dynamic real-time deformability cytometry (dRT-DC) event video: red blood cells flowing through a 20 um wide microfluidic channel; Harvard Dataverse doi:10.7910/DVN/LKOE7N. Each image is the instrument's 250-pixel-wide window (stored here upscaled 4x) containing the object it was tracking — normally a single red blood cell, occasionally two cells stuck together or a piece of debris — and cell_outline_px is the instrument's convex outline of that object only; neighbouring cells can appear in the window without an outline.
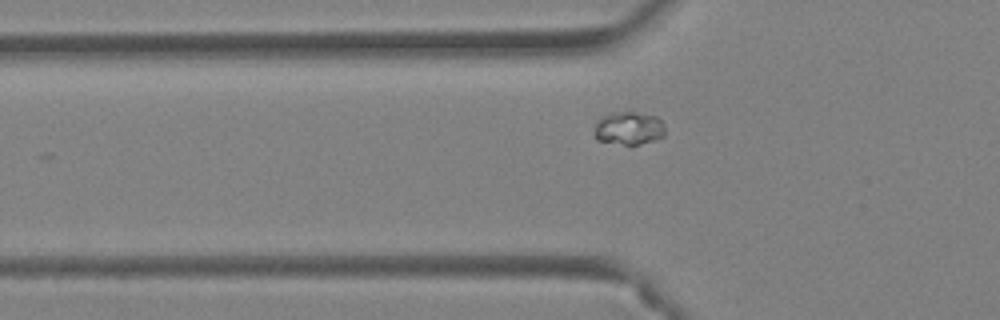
{"species": "Egyptian fruit bat (a non-hibernating species)", "species_latin": "Rousettus aegyptiacus", "temperature_condition": "warm", "stored_images_in_passage": 35, "camera_frame_rate_fps": 3000, "um_per_image_px": 0.085, "animal": {"sex": "female"}, "frame": {"image": 1, "passage_image": 7, "time_ms": 2.0, "image_size_px": [1000, 320], "cell_outline_px": [[664, 136], [640, 144], [624, 144], [596, 140], [592, 132], [600, 116], [612, 112], [632, 112], [656, 116], [664, 124]], "centroid_in_image_um": [53.4, 10.89], "position_along_channel_um": 72.4, "area_um2": 13.64}}
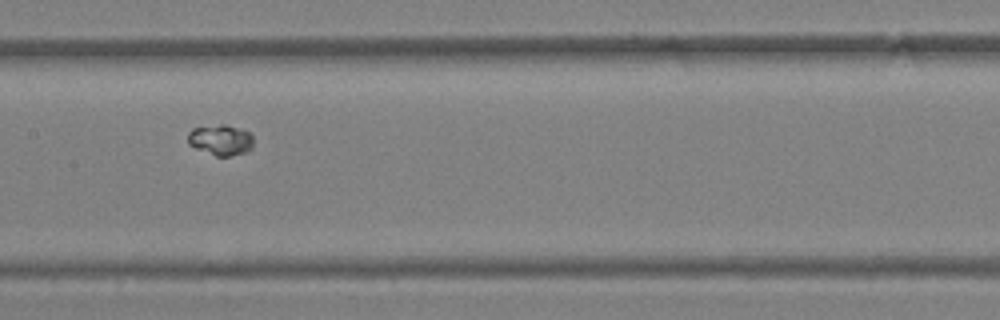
{"frame": {"image": 2, "passage_image": 15, "time_ms": 4.667, "image_size_px": [1000, 320], "cell_outline_px": [[252, 148], [244, 152], [228, 156], [216, 156], [196, 148], [188, 144], [188, 132], [192, 128], [220, 124], [224, 124], [248, 132], [252, 136]], "centroid_in_image_um": [18.72, 11.89], "position_along_channel_um": 188.7, "area_um2": 11.5}}
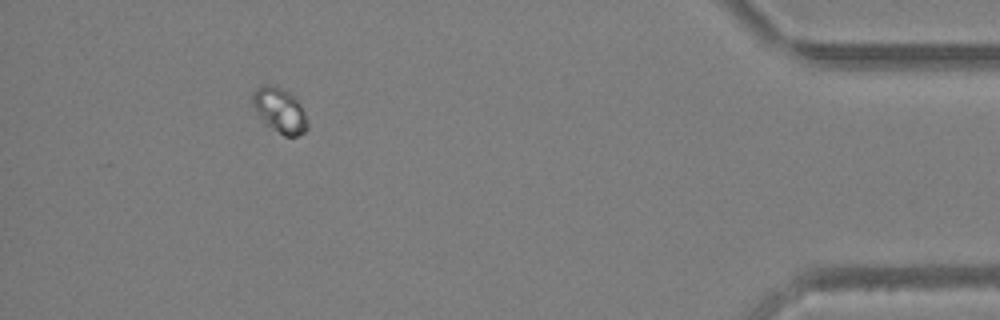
{"frame": {"image": 3, "passage_image": 34, "time_ms": 11.0, "image_size_px": [1000, 320], "cell_outline_px": [[308, 128], [304, 132], [296, 136], [284, 136], [272, 128], [264, 120], [252, 104], [252, 92], [260, 84], [276, 84], [296, 96], [308, 120]], "centroid_in_image_um": [23.8, 9.32], "position_along_channel_um": 411.4, "area_um2": 14.45}}